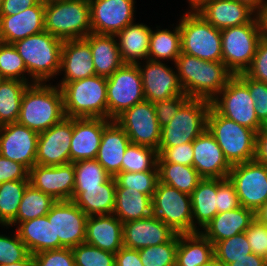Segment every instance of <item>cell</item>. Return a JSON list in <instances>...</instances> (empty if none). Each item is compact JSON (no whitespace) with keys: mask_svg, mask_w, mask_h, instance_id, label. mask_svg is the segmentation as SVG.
<instances>
[{"mask_svg":"<svg viewBox=\"0 0 267 266\" xmlns=\"http://www.w3.org/2000/svg\"><path fill=\"white\" fill-rule=\"evenodd\" d=\"M189 1V11H196L197 9H199L205 2L209 1V0H187Z\"/></svg>","mask_w":267,"mask_h":266,"instance_id":"cell-66","label":"cell"},{"mask_svg":"<svg viewBox=\"0 0 267 266\" xmlns=\"http://www.w3.org/2000/svg\"><path fill=\"white\" fill-rule=\"evenodd\" d=\"M29 184L56 201L71 200L75 186V170L72 162L58 166L35 164L29 170Z\"/></svg>","mask_w":267,"mask_h":266,"instance_id":"cell-20","label":"cell"},{"mask_svg":"<svg viewBox=\"0 0 267 266\" xmlns=\"http://www.w3.org/2000/svg\"><path fill=\"white\" fill-rule=\"evenodd\" d=\"M217 213L239 208L240 202L234 184L229 180L217 179Z\"/></svg>","mask_w":267,"mask_h":266,"instance_id":"cell-53","label":"cell"},{"mask_svg":"<svg viewBox=\"0 0 267 266\" xmlns=\"http://www.w3.org/2000/svg\"><path fill=\"white\" fill-rule=\"evenodd\" d=\"M255 161L267 166V126L256 133Z\"/></svg>","mask_w":267,"mask_h":266,"instance_id":"cell-60","label":"cell"},{"mask_svg":"<svg viewBox=\"0 0 267 266\" xmlns=\"http://www.w3.org/2000/svg\"><path fill=\"white\" fill-rule=\"evenodd\" d=\"M190 98L184 93L173 98L154 102L160 128L166 126Z\"/></svg>","mask_w":267,"mask_h":266,"instance_id":"cell-54","label":"cell"},{"mask_svg":"<svg viewBox=\"0 0 267 266\" xmlns=\"http://www.w3.org/2000/svg\"><path fill=\"white\" fill-rule=\"evenodd\" d=\"M115 266H144L139 257V251L122 247L115 254Z\"/></svg>","mask_w":267,"mask_h":266,"instance_id":"cell-59","label":"cell"},{"mask_svg":"<svg viewBox=\"0 0 267 266\" xmlns=\"http://www.w3.org/2000/svg\"><path fill=\"white\" fill-rule=\"evenodd\" d=\"M178 248V233L164 244L139 249V257L144 266H175Z\"/></svg>","mask_w":267,"mask_h":266,"instance_id":"cell-45","label":"cell"},{"mask_svg":"<svg viewBox=\"0 0 267 266\" xmlns=\"http://www.w3.org/2000/svg\"><path fill=\"white\" fill-rule=\"evenodd\" d=\"M152 215L178 234L193 233L191 197L174 187L158 182L152 197Z\"/></svg>","mask_w":267,"mask_h":266,"instance_id":"cell-11","label":"cell"},{"mask_svg":"<svg viewBox=\"0 0 267 266\" xmlns=\"http://www.w3.org/2000/svg\"><path fill=\"white\" fill-rule=\"evenodd\" d=\"M73 118L64 117L48 130L39 133L36 164L58 166L70 163Z\"/></svg>","mask_w":267,"mask_h":266,"instance_id":"cell-16","label":"cell"},{"mask_svg":"<svg viewBox=\"0 0 267 266\" xmlns=\"http://www.w3.org/2000/svg\"><path fill=\"white\" fill-rule=\"evenodd\" d=\"M64 77L57 84L81 80L96 75L90 45L84 39L64 40L62 44L60 73Z\"/></svg>","mask_w":267,"mask_h":266,"instance_id":"cell-25","label":"cell"},{"mask_svg":"<svg viewBox=\"0 0 267 266\" xmlns=\"http://www.w3.org/2000/svg\"><path fill=\"white\" fill-rule=\"evenodd\" d=\"M0 74L5 79H16L30 84L25 63L13 44L0 42ZM29 81V82H28Z\"/></svg>","mask_w":267,"mask_h":266,"instance_id":"cell-47","label":"cell"},{"mask_svg":"<svg viewBox=\"0 0 267 266\" xmlns=\"http://www.w3.org/2000/svg\"><path fill=\"white\" fill-rule=\"evenodd\" d=\"M262 36L258 14L249 23L221 30L222 62L233 75L249 68Z\"/></svg>","mask_w":267,"mask_h":266,"instance_id":"cell-6","label":"cell"},{"mask_svg":"<svg viewBox=\"0 0 267 266\" xmlns=\"http://www.w3.org/2000/svg\"><path fill=\"white\" fill-rule=\"evenodd\" d=\"M208 266H226L224 263H220L217 260L213 259V261Z\"/></svg>","mask_w":267,"mask_h":266,"instance_id":"cell-67","label":"cell"},{"mask_svg":"<svg viewBox=\"0 0 267 266\" xmlns=\"http://www.w3.org/2000/svg\"><path fill=\"white\" fill-rule=\"evenodd\" d=\"M236 1L245 3L250 8H252L257 14H259L267 4L266 0H236Z\"/></svg>","mask_w":267,"mask_h":266,"instance_id":"cell-62","label":"cell"},{"mask_svg":"<svg viewBox=\"0 0 267 266\" xmlns=\"http://www.w3.org/2000/svg\"><path fill=\"white\" fill-rule=\"evenodd\" d=\"M38 136L18 122L0 126V154L30 170L36 164Z\"/></svg>","mask_w":267,"mask_h":266,"instance_id":"cell-18","label":"cell"},{"mask_svg":"<svg viewBox=\"0 0 267 266\" xmlns=\"http://www.w3.org/2000/svg\"><path fill=\"white\" fill-rule=\"evenodd\" d=\"M214 259V244L201 232L178 234L175 266H208Z\"/></svg>","mask_w":267,"mask_h":266,"instance_id":"cell-34","label":"cell"},{"mask_svg":"<svg viewBox=\"0 0 267 266\" xmlns=\"http://www.w3.org/2000/svg\"><path fill=\"white\" fill-rule=\"evenodd\" d=\"M180 18L181 53L205 61H222L221 30L196 11H187Z\"/></svg>","mask_w":267,"mask_h":266,"instance_id":"cell-8","label":"cell"},{"mask_svg":"<svg viewBox=\"0 0 267 266\" xmlns=\"http://www.w3.org/2000/svg\"><path fill=\"white\" fill-rule=\"evenodd\" d=\"M47 217L52 219L54 240H59V249L85 242L88 216L72 200L56 201Z\"/></svg>","mask_w":267,"mask_h":266,"instance_id":"cell-15","label":"cell"},{"mask_svg":"<svg viewBox=\"0 0 267 266\" xmlns=\"http://www.w3.org/2000/svg\"><path fill=\"white\" fill-rule=\"evenodd\" d=\"M113 214L122 222L144 219L152 215V198L130 188H116Z\"/></svg>","mask_w":267,"mask_h":266,"instance_id":"cell-36","label":"cell"},{"mask_svg":"<svg viewBox=\"0 0 267 266\" xmlns=\"http://www.w3.org/2000/svg\"><path fill=\"white\" fill-rule=\"evenodd\" d=\"M116 181L111 177L100 187L84 188V192H73L72 201L87 215L113 214Z\"/></svg>","mask_w":267,"mask_h":266,"instance_id":"cell-33","label":"cell"},{"mask_svg":"<svg viewBox=\"0 0 267 266\" xmlns=\"http://www.w3.org/2000/svg\"><path fill=\"white\" fill-rule=\"evenodd\" d=\"M111 121L105 118H73L70 162L96 159L103 129Z\"/></svg>","mask_w":267,"mask_h":266,"instance_id":"cell-23","label":"cell"},{"mask_svg":"<svg viewBox=\"0 0 267 266\" xmlns=\"http://www.w3.org/2000/svg\"><path fill=\"white\" fill-rule=\"evenodd\" d=\"M15 230L31 255L59 249V240H54L52 219L47 215L20 222Z\"/></svg>","mask_w":267,"mask_h":266,"instance_id":"cell-32","label":"cell"},{"mask_svg":"<svg viewBox=\"0 0 267 266\" xmlns=\"http://www.w3.org/2000/svg\"><path fill=\"white\" fill-rule=\"evenodd\" d=\"M157 152V162H168L185 166H193V142L168 148H158Z\"/></svg>","mask_w":267,"mask_h":266,"instance_id":"cell-52","label":"cell"},{"mask_svg":"<svg viewBox=\"0 0 267 266\" xmlns=\"http://www.w3.org/2000/svg\"><path fill=\"white\" fill-rule=\"evenodd\" d=\"M227 266H267L262 256L254 253L246 254L245 257L237 259L235 262L228 264Z\"/></svg>","mask_w":267,"mask_h":266,"instance_id":"cell-61","label":"cell"},{"mask_svg":"<svg viewBox=\"0 0 267 266\" xmlns=\"http://www.w3.org/2000/svg\"><path fill=\"white\" fill-rule=\"evenodd\" d=\"M116 188H130L153 197L159 182L158 171L120 172L115 177Z\"/></svg>","mask_w":267,"mask_h":266,"instance_id":"cell-46","label":"cell"},{"mask_svg":"<svg viewBox=\"0 0 267 266\" xmlns=\"http://www.w3.org/2000/svg\"><path fill=\"white\" fill-rule=\"evenodd\" d=\"M151 30L148 59L153 61L171 60L175 64L181 54V33L179 24L173 31L168 29Z\"/></svg>","mask_w":267,"mask_h":266,"instance_id":"cell-38","label":"cell"},{"mask_svg":"<svg viewBox=\"0 0 267 266\" xmlns=\"http://www.w3.org/2000/svg\"><path fill=\"white\" fill-rule=\"evenodd\" d=\"M29 83L4 79L0 85V126L18 121L21 101Z\"/></svg>","mask_w":267,"mask_h":266,"instance_id":"cell-40","label":"cell"},{"mask_svg":"<svg viewBox=\"0 0 267 266\" xmlns=\"http://www.w3.org/2000/svg\"><path fill=\"white\" fill-rule=\"evenodd\" d=\"M156 149L130 143L125 150L122 172L158 171Z\"/></svg>","mask_w":267,"mask_h":266,"instance_id":"cell-42","label":"cell"},{"mask_svg":"<svg viewBox=\"0 0 267 266\" xmlns=\"http://www.w3.org/2000/svg\"><path fill=\"white\" fill-rule=\"evenodd\" d=\"M196 12L219 30L244 25L257 15L248 5L236 0H209Z\"/></svg>","mask_w":267,"mask_h":266,"instance_id":"cell-26","label":"cell"},{"mask_svg":"<svg viewBox=\"0 0 267 266\" xmlns=\"http://www.w3.org/2000/svg\"><path fill=\"white\" fill-rule=\"evenodd\" d=\"M30 255L26 245L17 232L13 236L0 235V264L16 263Z\"/></svg>","mask_w":267,"mask_h":266,"instance_id":"cell-49","label":"cell"},{"mask_svg":"<svg viewBox=\"0 0 267 266\" xmlns=\"http://www.w3.org/2000/svg\"><path fill=\"white\" fill-rule=\"evenodd\" d=\"M240 205L256 212L267 202V166L255 160L231 166L228 175Z\"/></svg>","mask_w":267,"mask_h":266,"instance_id":"cell-13","label":"cell"},{"mask_svg":"<svg viewBox=\"0 0 267 266\" xmlns=\"http://www.w3.org/2000/svg\"><path fill=\"white\" fill-rule=\"evenodd\" d=\"M65 116L63 94L51 83L29 84L23 93L18 123L41 133Z\"/></svg>","mask_w":267,"mask_h":266,"instance_id":"cell-2","label":"cell"},{"mask_svg":"<svg viewBox=\"0 0 267 266\" xmlns=\"http://www.w3.org/2000/svg\"><path fill=\"white\" fill-rule=\"evenodd\" d=\"M106 79L108 119L115 120L125 110L145 100L137 64H123Z\"/></svg>","mask_w":267,"mask_h":266,"instance_id":"cell-12","label":"cell"},{"mask_svg":"<svg viewBox=\"0 0 267 266\" xmlns=\"http://www.w3.org/2000/svg\"><path fill=\"white\" fill-rule=\"evenodd\" d=\"M63 40L43 31L13 43L23 59L30 84L47 83L60 73Z\"/></svg>","mask_w":267,"mask_h":266,"instance_id":"cell-3","label":"cell"},{"mask_svg":"<svg viewBox=\"0 0 267 266\" xmlns=\"http://www.w3.org/2000/svg\"><path fill=\"white\" fill-rule=\"evenodd\" d=\"M28 175L29 170L24 165L0 154V184L15 180H29Z\"/></svg>","mask_w":267,"mask_h":266,"instance_id":"cell-57","label":"cell"},{"mask_svg":"<svg viewBox=\"0 0 267 266\" xmlns=\"http://www.w3.org/2000/svg\"><path fill=\"white\" fill-rule=\"evenodd\" d=\"M250 253L252 250L245 232L214 244V259L226 266Z\"/></svg>","mask_w":267,"mask_h":266,"instance_id":"cell-44","label":"cell"},{"mask_svg":"<svg viewBox=\"0 0 267 266\" xmlns=\"http://www.w3.org/2000/svg\"><path fill=\"white\" fill-rule=\"evenodd\" d=\"M130 143L126 132L115 120L103 129L96 160L111 177L122 172L124 153Z\"/></svg>","mask_w":267,"mask_h":266,"instance_id":"cell-28","label":"cell"},{"mask_svg":"<svg viewBox=\"0 0 267 266\" xmlns=\"http://www.w3.org/2000/svg\"><path fill=\"white\" fill-rule=\"evenodd\" d=\"M115 121L126 132L131 143L158 150L161 139L155 107L144 100L125 110Z\"/></svg>","mask_w":267,"mask_h":266,"instance_id":"cell-14","label":"cell"},{"mask_svg":"<svg viewBox=\"0 0 267 266\" xmlns=\"http://www.w3.org/2000/svg\"><path fill=\"white\" fill-rule=\"evenodd\" d=\"M134 0H93L90 2L91 30L116 35L134 22Z\"/></svg>","mask_w":267,"mask_h":266,"instance_id":"cell-17","label":"cell"},{"mask_svg":"<svg viewBox=\"0 0 267 266\" xmlns=\"http://www.w3.org/2000/svg\"><path fill=\"white\" fill-rule=\"evenodd\" d=\"M263 258H264V260L266 262V265H267V251H266V254H265V256Z\"/></svg>","mask_w":267,"mask_h":266,"instance_id":"cell-70","label":"cell"},{"mask_svg":"<svg viewBox=\"0 0 267 266\" xmlns=\"http://www.w3.org/2000/svg\"><path fill=\"white\" fill-rule=\"evenodd\" d=\"M84 40L90 45L96 75L108 78L124 64L115 35L91 32Z\"/></svg>","mask_w":267,"mask_h":266,"instance_id":"cell-30","label":"cell"},{"mask_svg":"<svg viewBox=\"0 0 267 266\" xmlns=\"http://www.w3.org/2000/svg\"><path fill=\"white\" fill-rule=\"evenodd\" d=\"M211 106L222 116L246 126L256 133L264 127L255 113V104L248 86L233 75L226 86L211 101Z\"/></svg>","mask_w":267,"mask_h":266,"instance_id":"cell-10","label":"cell"},{"mask_svg":"<svg viewBox=\"0 0 267 266\" xmlns=\"http://www.w3.org/2000/svg\"><path fill=\"white\" fill-rule=\"evenodd\" d=\"M33 266H75L71 248L47 250L32 255Z\"/></svg>","mask_w":267,"mask_h":266,"instance_id":"cell-51","label":"cell"},{"mask_svg":"<svg viewBox=\"0 0 267 266\" xmlns=\"http://www.w3.org/2000/svg\"><path fill=\"white\" fill-rule=\"evenodd\" d=\"M255 219L267 226V202L255 212Z\"/></svg>","mask_w":267,"mask_h":266,"instance_id":"cell-63","label":"cell"},{"mask_svg":"<svg viewBox=\"0 0 267 266\" xmlns=\"http://www.w3.org/2000/svg\"><path fill=\"white\" fill-rule=\"evenodd\" d=\"M29 180H15L0 184V224L8 226L18 213V207Z\"/></svg>","mask_w":267,"mask_h":266,"instance_id":"cell-41","label":"cell"},{"mask_svg":"<svg viewBox=\"0 0 267 266\" xmlns=\"http://www.w3.org/2000/svg\"><path fill=\"white\" fill-rule=\"evenodd\" d=\"M40 1H42L44 4H49V3L59 2V1H63V0H40Z\"/></svg>","mask_w":267,"mask_h":266,"instance_id":"cell-68","label":"cell"},{"mask_svg":"<svg viewBox=\"0 0 267 266\" xmlns=\"http://www.w3.org/2000/svg\"><path fill=\"white\" fill-rule=\"evenodd\" d=\"M262 24V33L265 38H267V4L258 14Z\"/></svg>","mask_w":267,"mask_h":266,"instance_id":"cell-64","label":"cell"},{"mask_svg":"<svg viewBox=\"0 0 267 266\" xmlns=\"http://www.w3.org/2000/svg\"><path fill=\"white\" fill-rule=\"evenodd\" d=\"M75 266H115V254L81 243L71 248Z\"/></svg>","mask_w":267,"mask_h":266,"instance_id":"cell-48","label":"cell"},{"mask_svg":"<svg viewBox=\"0 0 267 266\" xmlns=\"http://www.w3.org/2000/svg\"><path fill=\"white\" fill-rule=\"evenodd\" d=\"M144 62L146 64L143 63V66L141 62L137 65L142 77L145 100L154 103L184 94L177 70L174 71L162 61L147 59Z\"/></svg>","mask_w":267,"mask_h":266,"instance_id":"cell-19","label":"cell"},{"mask_svg":"<svg viewBox=\"0 0 267 266\" xmlns=\"http://www.w3.org/2000/svg\"><path fill=\"white\" fill-rule=\"evenodd\" d=\"M55 202L56 200L52 196L28 184L18 207L16 218L6 227L17 226L20 222L47 215Z\"/></svg>","mask_w":267,"mask_h":266,"instance_id":"cell-39","label":"cell"},{"mask_svg":"<svg viewBox=\"0 0 267 266\" xmlns=\"http://www.w3.org/2000/svg\"><path fill=\"white\" fill-rule=\"evenodd\" d=\"M43 31L45 25L42 1L15 15L0 16V42L13 44Z\"/></svg>","mask_w":267,"mask_h":266,"instance_id":"cell-24","label":"cell"},{"mask_svg":"<svg viewBox=\"0 0 267 266\" xmlns=\"http://www.w3.org/2000/svg\"><path fill=\"white\" fill-rule=\"evenodd\" d=\"M4 77L0 74V85H1V83L4 81Z\"/></svg>","mask_w":267,"mask_h":266,"instance_id":"cell-69","label":"cell"},{"mask_svg":"<svg viewBox=\"0 0 267 266\" xmlns=\"http://www.w3.org/2000/svg\"><path fill=\"white\" fill-rule=\"evenodd\" d=\"M193 153V167L202 178H228L231 165L225 159L222 149L207 129L193 141Z\"/></svg>","mask_w":267,"mask_h":266,"instance_id":"cell-21","label":"cell"},{"mask_svg":"<svg viewBox=\"0 0 267 266\" xmlns=\"http://www.w3.org/2000/svg\"><path fill=\"white\" fill-rule=\"evenodd\" d=\"M245 74L257 81L267 84V38L262 36L251 65Z\"/></svg>","mask_w":267,"mask_h":266,"instance_id":"cell-55","label":"cell"},{"mask_svg":"<svg viewBox=\"0 0 267 266\" xmlns=\"http://www.w3.org/2000/svg\"><path fill=\"white\" fill-rule=\"evenodd\" d=\"M61 90L66 117L108 119L105 77L95 75L68 82Z\"/></svg>","mask_w":267,"mask_h":266,"instance_id":"cell-4","label":"cell"},{"mask_svg":"<svg viewBox=\"0 0 267 266\" xmlns=\"http://www.w3.org/2000/svg\"><path fill=\"white\" fill-rule=\"evenodd\" d=\"M159 182L191 195L203 179L193 166L157 162Z\"/></svg>","mask_w":267,"mask_h":266,"instance_id":"cell-37","label":"cell"},{"mask_svg":"<svg viewBox=\"0 0 267 266\" xmlns=\"http://www.w3.org/2000/svg\"><path fill=\"white\" fill-rule=\"evenodd\" d=\"M217 179L203 178L190 195L193 233L200 232L217 214ZM196 223L200 226L197 228Z\"/></svg>","mask_w":267,"mask_h":266,"instance_id":"cell-35","label":"cell"},{"mask_svg":"<svg viewBox=\"0 0 267 266\" xmlns=\"http://www.w3.org/2000/svg\"><path fill=\"white\" fill-rule=\"evenodd\" d=\"M254 219V211L240 206L231 211L217 213L200 232L215 244L236 234L244 233Z\"/></svg>","mask_w":267,"mask_h":266,"instance_id":"cell-29","label":"cell"},{"mask_svg":"<svg viewBox=\"0 0 267 266\" xmlns=\"http://www.w3.org/2000/svg\"><path fill=\"white\" fill-rule=\"evenodd\" d=\"M123 223L114 215L88 216L85 243L116 254L123 247Z\"/></svg>","mask_w":267,"mask_h":266,"instance_id":"cell-27","label":"cell"},{"mask_svg":"<svg viewBox=\"0 0 267 266\" xmlns=\"http://www.w3.org/2000/svg\"><path fill=\"white\" fill-rule=\"evenodd\" d=\"M151 30L146 24L133 22L115 35L124 64L148 59Z\"/></svg>","mask_w":267,"mask_h":266,"instance_id":"cell-31","label":"cell"},{"mask_svg":"<svg viewBox=\"0 0 267 266\" xmlns=\"http://www.w3.org/2000/svg\"><path fill=\"white\" fill-rule=\"evenodd\" d=\"M211 101L190 98L171 119L161 128L158 148H168L193 142L207 129V116Z\"/></svg>","mask_w":267,"mask_h":266,"instance_id":"cell-9","label":"cell"},{"mask_svg":"<svg viewBox=\"0 0 267 266\" xmlns=\"http://www.w3.org/2000/svg\"><path fill=\"white\" fill-rule=\"evenodd\" d=\"M73 165L75 170L73 192H84V188L100 187L111 178L96 159L79 160Z\"/></svg>","mask_w":267,"mask_h":266,"instance_id":"cell-43","label":"cell"},{"mask_svg":"<svg viewBox=\"0 0 267 266\" xmlns=\"http://www.w3.org/2000/svg\"><path fill=\"white\" fill-rule=\"evenodd\" d=\"M45 31L61 40L84 39L91 30L90 3L63 0L44 4Z\"/></svg>","mask_w":267,"mask_h":266,"instance_id":"cell-7","label":"cell"},{"mask_svg":"<svg viewBox=\"0 0 267 266\" xmlns=\"http://www.w3.org/2000/svg\"><path fill=\"white\" fill-rule=\"evenodd\" d=\"M122 234L124 247L139 250L169 242L177 233L159 218L151 215L123 223Z\"/></svg>","mask_w":267,"mask_h":266,"instance_id":"cell-22","label":"cell"},{"mask_svg":"<svg viewBox=\"0 0 267 266\" xmlns=\"http://www.w3.org/2000/svg\"><path fill=\"white\" fill-rule=\"evenodd\" d=\"M40 0H3L0 16L15 15L27 8L35 6Z\"/></svg>","mask_w":267,"mask_h":266,"instance_id":"cell-58","label":"cell"},{"mask_svg":"<svg viewBox=\"0 0 267 266\" xmlns=\"http://www.w3.org/2000/svg\"><path fill=\"white\" fill-rule=\"evenodd\" d=\"M207 130L231 166L255 159L256 132L220 115L212 106L207 116Z\"/></svg>","mask_w":267,"mask_h":266,"instance_id":"cell-5","label":"cell"},{"mask_svg":"<svg viewBox=\"0 0 267 266\" xmlns=\"http://www.w3.org/2000/svg\"><path fill=\"white\" fill-rule=\"evenodd\" d=\"M174 65L189 98L212 101L233 76L222 61H205L185 53L178 56Z\"/></svg>","mask_w":267,"mask_h":266,"instance_id":"cell-1","label":"cell"},{"mask_svg":"<svg viewBox=\"0 0 267 266\" xmlns=\"http://www.w3.org/2000/svg\"><path fill=\"white\" fill-rule=\"evenodd\" d=\"M83 1H86V2H89V3H90V2L93 1V0H83Z\"/></svg>","mask_w":267,"mask_h":266,"instance_id":"cell-71","label":"cell"},{"mask_svg":"<svg viewBox=\"0 0 267 266\" xmlns=\"http://www.w3.org/2000/svg\"><path fill=\"white\" fill-rule=\"evenodd\" d=\"M249 88L250 96L255 104L258 120L267 126V84L248 77L245 73L237 75Z\"/></svg>","mask_w":267,"mask_h":266,"instance_id":"cell-50","label":"cell"},{"mask_svg":"<svg viewBox=\"0 0 267 266\" xmlns=\"http://www.w3.org/2000/svg\"><path fill=\"white\" fill-rule=\"evenodd\" d=\"M245 234L252 253L264 257L267 251V226L254 219Z\"/></svg>","mask_w":267,"mask_h":266,"instance_id":"cell-56","label":"cell"},{"mask_svg":"<svg viewBox=\"0 0 267 266\" xmlns=\"http://www.w3.org/2000/svg\"><path fill=\"white\" fill-rule=\"evenodd\" d=\"M0 266H33L32 255L30 254L25 260L16 263H4Z\"/></svg>","mask_w":267,"mask_h":266,"instance_id":"cell-65","label":"cell"}]
</instances>
